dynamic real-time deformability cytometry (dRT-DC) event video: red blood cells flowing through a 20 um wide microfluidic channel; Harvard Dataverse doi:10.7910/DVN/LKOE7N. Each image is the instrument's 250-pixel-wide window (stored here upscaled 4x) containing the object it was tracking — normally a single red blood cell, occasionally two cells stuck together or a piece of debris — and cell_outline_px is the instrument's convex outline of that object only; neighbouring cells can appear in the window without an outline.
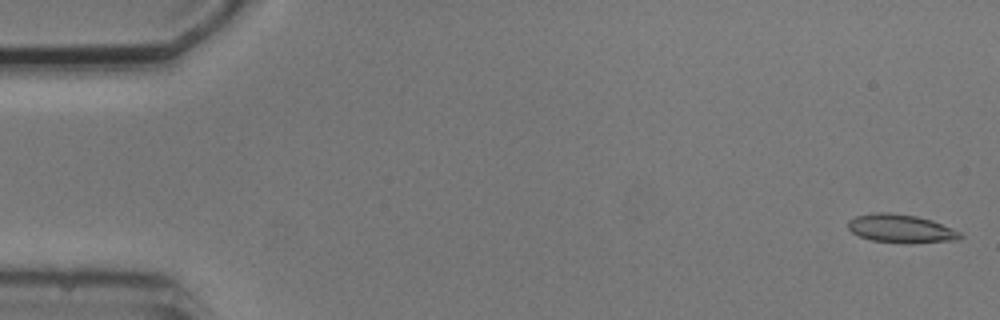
{"species": "common noctule bat (a hibernating species)", "species_latin": "Nyctalus noctula", "temperature_condition": "cold", "stored_images_in_passage": 4, "camera_frame_rate_fps": 3000, "um_per_image_px": 0.085, "animal": {"sex": "male", "body_mass_g": 20.5, "forearm_length_mm": 52.5}, "frame": {"image": 1, "passage_image": 1, "time_ms": 0.0, "image_size_px": [1000, 320], "cell_outline_px": [[964, 236], [960, 240], [912, 244], [872, 240], [860, 236], [852, 232], [848, 228], [848, 220], [856, 216], [872, 212], [888, 212], [916, 216], [932, 220], [960, 232]], "centroid_in_image_um": [76.6, 19.44], "position_along_channel_um": 8.4, "area_um2": 18.73}}
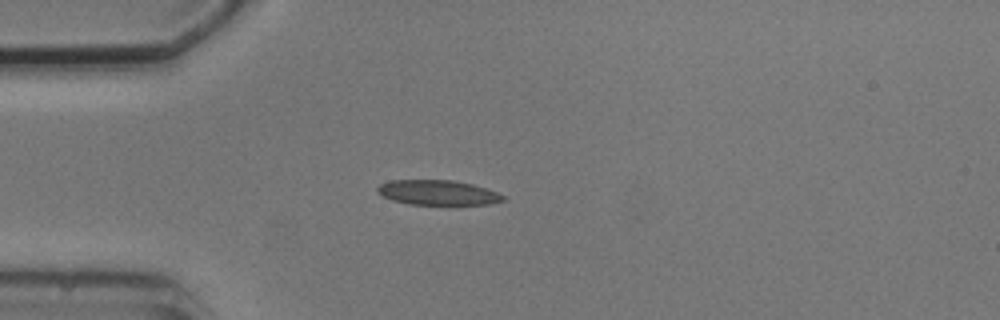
{"frame": {"image": 2, "passage_image": 4, "time_ms": 4.333, "image_size_px": [1000, 320], "cell_outline_px": [[504, 200], [488, 204], [408, 204], [392, 200], [376, 192], [376, 188], [380, 184], [392, 180], [452, 180], [472, 184], [496, 192], [504, 196]], "centroid_in_image_um": [37.16, 16.36], "position_along_channel_um": 47.8, "area_um2": 17.98}}